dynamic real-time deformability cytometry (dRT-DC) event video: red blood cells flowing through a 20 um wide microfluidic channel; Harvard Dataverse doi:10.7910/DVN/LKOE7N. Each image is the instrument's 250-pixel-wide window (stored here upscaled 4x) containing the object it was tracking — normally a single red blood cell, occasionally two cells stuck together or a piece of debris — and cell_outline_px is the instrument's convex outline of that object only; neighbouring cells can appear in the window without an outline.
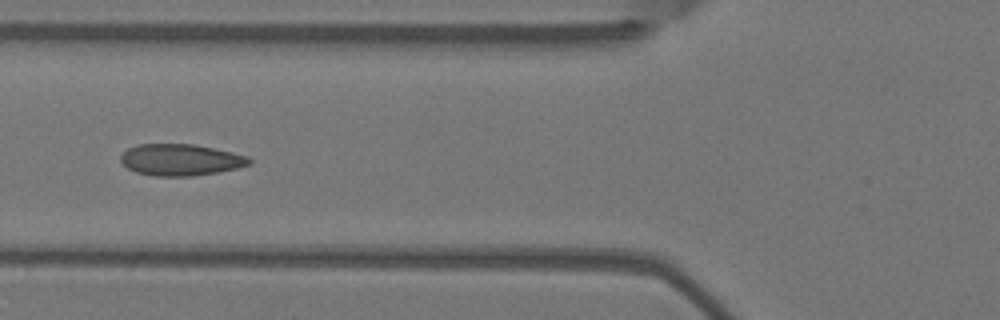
{"species": "Egyptian fruit bat (a non-hibernating species)", "species_latin": "Rousettus aegyptiacus", "temperature_condition": "warm", "stored_images_in_passage": 6, "camera_frame_rate_fps": 3000, "um_per_image_px": 0.085, "animal": {"sex": "female"}, "frame": {"image": 1, "passage_image": 3, "time_ms": 0.667, "image_size_px": [1000, 320], "cell_outline_px": [[252, 164], [236, 168], [216, 172], [192, 176], [156, 176], [136, 172], [128, 168], [120, 160], [120, 156], [128, 148], [136, 144], [192, 144], [232, 152], [248, 156], [252, 160]], "centroid_in_image_um": [15.35, 13.58], "position_along_channel_um": 110.5, "area_um2": 23.52}}
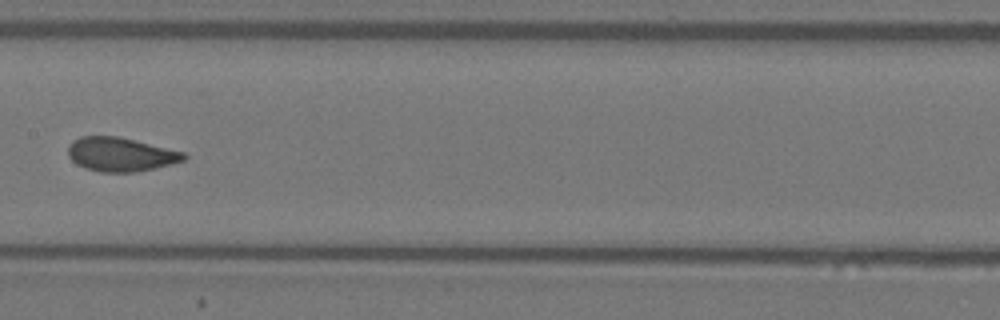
{"frame": {"image": 2, "passage_image": 5, "time_ms": 1.333, "image_size_px": [1000, 320], "cell_outline_px": [[188, 156], [184, 160], [172, 164], [132, 172], [100, 172], [84, 168], [76, 164], [68, 156], [68, 144], [72, 140], [80, 136], [116, 136], [184, 152]], "centroid_in_image_um": [10.2, 13.12], "position_along_channel_um": 197.2, "area_um2": 22.77}}
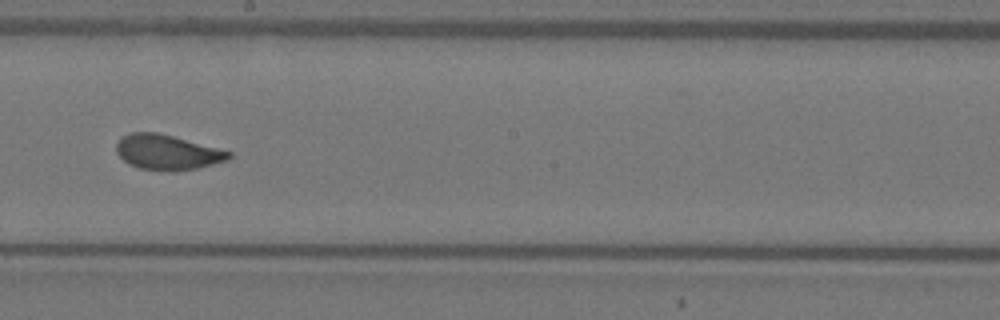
{"frame": {"image": 3, "passage_image": 6, "time_ms": 1.667, "image_size_px": [1000, 320], "cell_outline_px": [[232, 156], [228, 160], [196, 168], [176, 172], [140, 168], [128, 164], [116, 152], [116, 144], [124, 136], [132, 132], [156, 132], [172, 136], [232, 152]], "centroid_in_image_um": [14.22, 12.95], "position_along_channel_um": 234.0, "area_um2": 22.72}}